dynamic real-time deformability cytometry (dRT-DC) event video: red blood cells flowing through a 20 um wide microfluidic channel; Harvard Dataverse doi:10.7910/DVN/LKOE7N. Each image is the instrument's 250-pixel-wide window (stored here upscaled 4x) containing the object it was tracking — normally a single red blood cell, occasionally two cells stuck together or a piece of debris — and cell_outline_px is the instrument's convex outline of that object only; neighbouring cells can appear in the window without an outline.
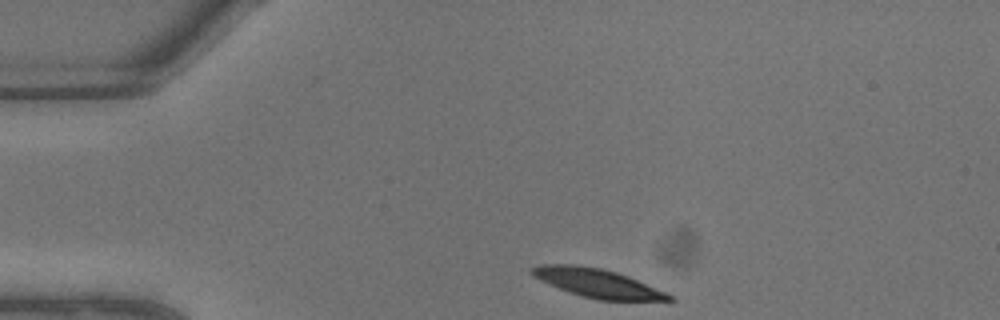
{"species": "common noctule bat (a hibernating species)", "species_latin": "Nyctalus noctula", "temperature_condition": "warm", "stored_images_in_passage": 4, "camera_frame_rate_fps": 3000, "um_per_image_px": 0.085, "animal": {"sex": "male", "body_mass_g": 13.3}, "frame": {"image": 1, "passage_image": 1, "time_ms": 0.0, "image_size_px": [1000, 320], "cell_outline_px": [[676, 300], [600, 300], [584, 296], [560, 288], [532, 276], [528, 272], [528, 268], [540, 264], [576, 264], [600, 268], [616, 272], [628, 276], [668, 292], [676, 296]], "centroid_in_image_um": [50.8, 24.05], "position_along_channel_um": 34.2, "area_um2": 22.89}}